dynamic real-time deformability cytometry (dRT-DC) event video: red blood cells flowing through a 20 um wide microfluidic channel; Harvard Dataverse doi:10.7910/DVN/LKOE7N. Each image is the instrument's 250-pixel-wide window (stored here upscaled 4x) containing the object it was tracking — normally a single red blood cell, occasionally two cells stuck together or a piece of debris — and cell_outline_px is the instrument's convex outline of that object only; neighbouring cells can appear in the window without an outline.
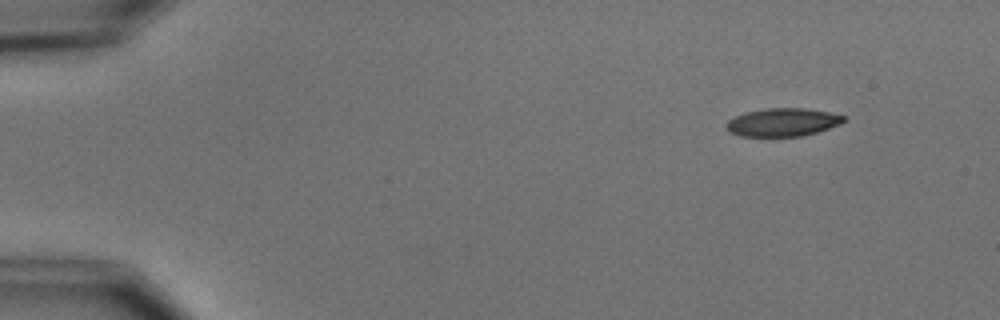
{"species": "common noctule bat (a hibernating species)", "species_latin": "Nyctalus noctula", "temperature_condition": "cold", "stored_images_in_passage": 5, "camera_frame_rate_fps": 3000, "um_per_image_px": 0.085, "animal": {"sex": "male", "body_mass_g": 15.6}, "frame": {"image": 1, "passage_image": 2, "time_ms": 1.333, "image_size_px": [1000, 320], "cell_outline_px": [[844, 120], [840, 124], [816, 132], [800, 136], [740, 136], [728, 132], [728, 120], [736, 116], [748, 112], [764, 108], [804, 108], [828, 112], [844, 116]], "centroid_in_image_um": [66.52, 10.39], "position_along_channel_um": 18.5, "area_um2": 18.9}}